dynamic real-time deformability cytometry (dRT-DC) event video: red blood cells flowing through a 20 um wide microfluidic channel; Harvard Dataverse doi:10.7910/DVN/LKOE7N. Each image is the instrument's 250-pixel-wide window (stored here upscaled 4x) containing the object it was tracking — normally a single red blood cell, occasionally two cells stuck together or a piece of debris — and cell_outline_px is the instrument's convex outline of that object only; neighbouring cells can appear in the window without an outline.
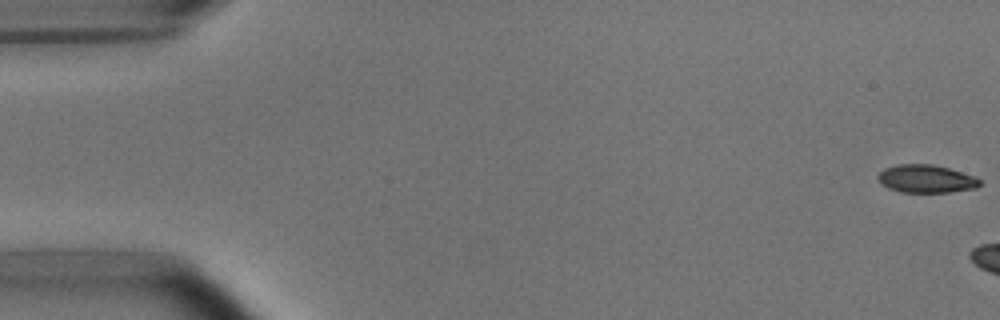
{"species": "common noctule bat (a hibernating species)", "species_latin": "Nyctalus noctula", "temperature_condition": "room temperature", "stored_images_in_passage": 6, "camera_frame_rate_fps": 3000, "um_per_image_px": 0.085, "animal": {"sex": "male", "body_mass_g": 15.6}, "frame": {"image": 1, "passage_image": 1, "time_ms": 0.0, "image_size_px": [1000, 320], "cell_outline_px": [[980, 184], [976, 188], [948, 192], [900, 192], [888, 188], [880, 184], [876, 176], [884, 168], [896, 164], [932, 164], [948, 168], [976, 176], [980, 180]], "centroid_in_image_um": [78.69, 15.19], "position_along_channel_um": 6.3, "area_um2": 16.7}}